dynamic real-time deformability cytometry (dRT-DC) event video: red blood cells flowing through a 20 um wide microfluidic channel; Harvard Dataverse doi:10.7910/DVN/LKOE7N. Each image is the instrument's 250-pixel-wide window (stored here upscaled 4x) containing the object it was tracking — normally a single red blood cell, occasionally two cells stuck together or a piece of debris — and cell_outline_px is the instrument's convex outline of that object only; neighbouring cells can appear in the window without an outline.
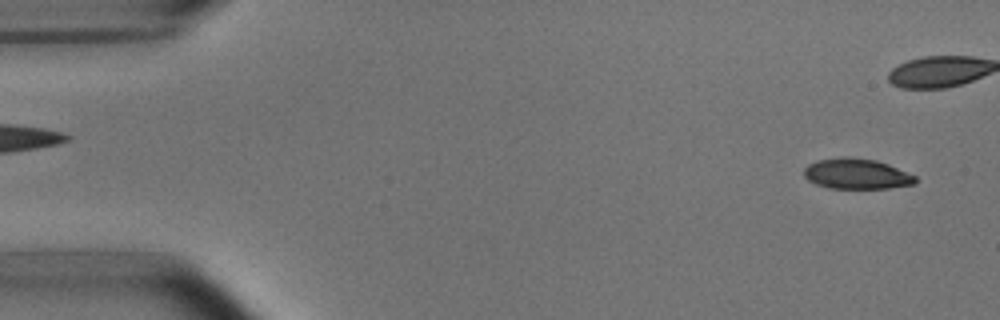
{"species": "common noctule bat (a hibernating species)", "species_latin": "Nyctalus noctula", "temperature_condition": "room temperature", "stored_images_in_passage": 5, "segment_of_instrument_passage": [2, 2], "camera_frame_rate_fps": 3000, "um_per_image_px": 0.085, "animal": {"sex": "male", "body_mass_g": 15.6}, "frame": {"image": 1, "passage_image": 5, "time_ms": 5.667, "image_size_px": [1000, 320], "cell_outline_px": [[916, 184], [888, 188], [828, 188], [816, 184], [808, 180], [804, 176], [804, 168], [808, 164], [816, 160], [848, 156], [876, 160], [888, 164], [916, 176]], "centroid_in_image_um": [72.8, 14.77], "position_along_channel_um": 12.2, "area_um2": 19.83}}